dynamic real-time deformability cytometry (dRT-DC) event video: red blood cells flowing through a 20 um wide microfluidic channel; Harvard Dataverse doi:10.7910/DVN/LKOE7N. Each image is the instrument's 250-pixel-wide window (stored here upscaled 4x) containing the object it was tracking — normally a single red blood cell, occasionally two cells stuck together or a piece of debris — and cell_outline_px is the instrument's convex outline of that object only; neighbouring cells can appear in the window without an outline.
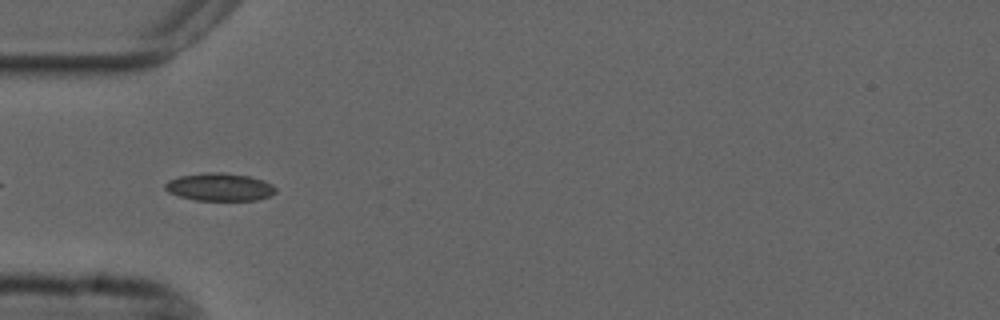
{"species": "common noctule bat (a hibernating species)", "species_latin": "Nyctalus noctula", "temperature_condition": "cold", "stored_images_in_passage": 34, "camera_frame_rate_fps": 3000, "um_per_image_px": 0.085, "animal": {"sex": "male", "forearm_length_mm": 52.5}, "frame": {"image": 1, "passage_image": 3, "time_ms": 0.667, "image_size_px": [1000, 320], "cell_outline_px": [[276, 192], [268, 196], [256, 200], [196, 200], [180, 196], [168, 192], [164, 188], [164, 184], [168, 180], [180, 176], [208, 172], [220, 172], [248, 176], [264, 180], [272, 184], [276, 188]], "centroid_in_image_um": [18.66, 15.89], "position_along_channel_um": 66.3, "area_um2": 17.8}}
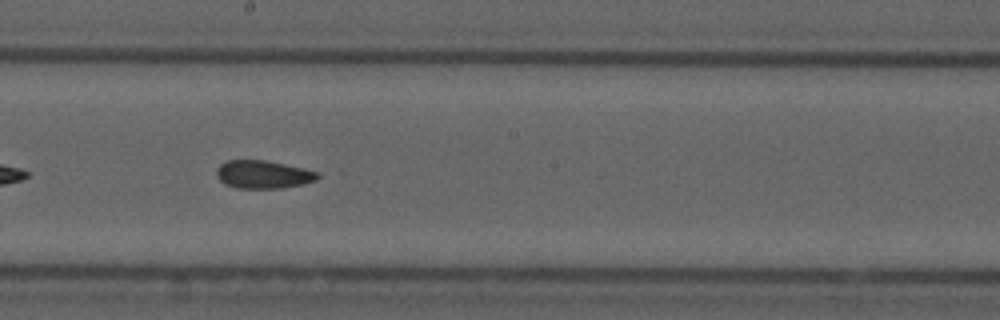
{"frame": {"image": 2, "passage_image": 16, "time_ms": 5.0, "image_size_px": [1000, 320], "cell_outline_px": [[320, 176], [316, 180], [304, 184], [280, 188], [236, 188], [224, 184], [216, 176], [216, 168], [220, 164], [228, 160], [264, 160], [304, 168], [320, 172]], "centroid_in_image_um": [22.37, 14.83], "position_along_channel_um": 225.8, "area_um2": 16.65}}
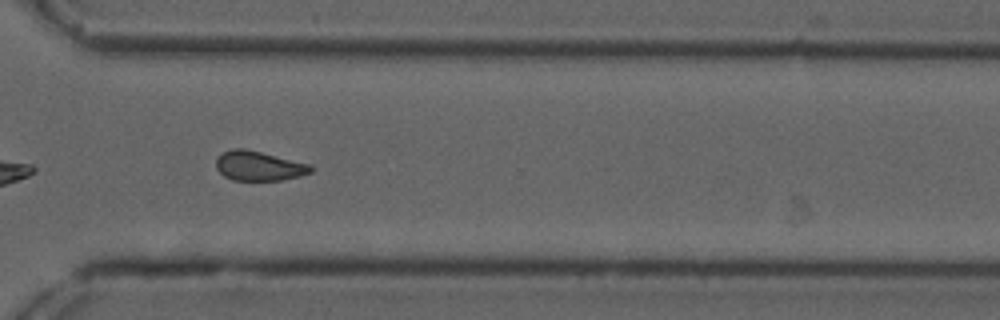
{"frame": {"image": 3, "passage_image": 26, "time_ms": 8.333, "image_size_px": [1000, 320], "cell_outline_px": [[312, 172], [300, 176], [280, 180], [232, 180], [224, 176], [216, 168], [216, 160], [224, 152], [232, 148], [244, 148], [312, 164]], "centroid_in_image_um": [22.02, 14.1], "position_along_channel_um": 348.6, "area_um2": 16.3}, "authors_computed_cell_mechanics": {"area_um2": 16.7042, "velocity_mm_per_s": 3.6968, "shape_relaxation_time_tau1_ms": null, "shape_relaxation_time_tau2_ms": 3.1637, "deformation_change_tau1": null, "deformation_change_tau2": 0.0904}}